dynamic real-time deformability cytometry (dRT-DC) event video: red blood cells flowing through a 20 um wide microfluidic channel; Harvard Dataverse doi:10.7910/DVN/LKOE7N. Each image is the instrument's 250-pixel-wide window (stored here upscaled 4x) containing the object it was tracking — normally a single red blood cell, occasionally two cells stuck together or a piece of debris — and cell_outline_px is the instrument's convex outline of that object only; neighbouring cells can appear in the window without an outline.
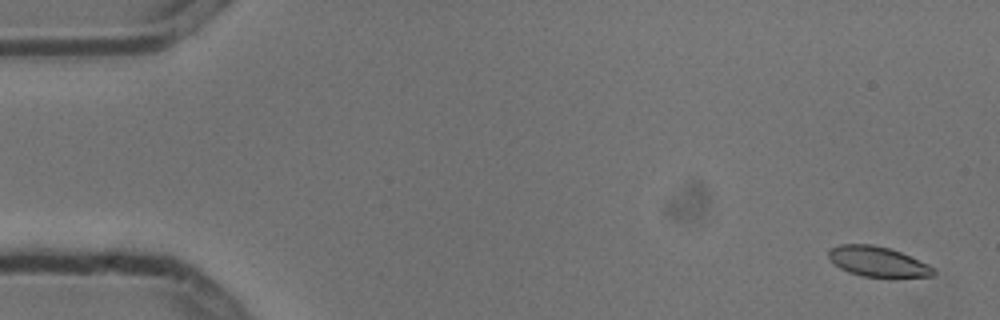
{"species": "common noctule bat (a hibernating species)", "species_latin": "Nyctalus noctula", "temperature_condition": "cold", "stored_images_in_passage": 5, "camera_frame_rate_fps": 3000, "um_per_image_px": 0.085, "animal": {"sex": "male", "body_mass_g": 13.3}, "frame": {"image": 1, "passage_image": 1, "time_ms": 0.0, "image_size_px": [1000, 320], "cell_outline_px": [[936, 272], [932, 276], [892, 280], [860, 276], [848, 272], [840, 268], [828, 256], [828, 248], [840, 244], [872, 244], [888, 248], [900, 252], [928, 264], [936, 268]], "centroid_in_image_um": [74.66, 22.29], "position_along_channel_um": 10.3, "area_um2": 19.19}}
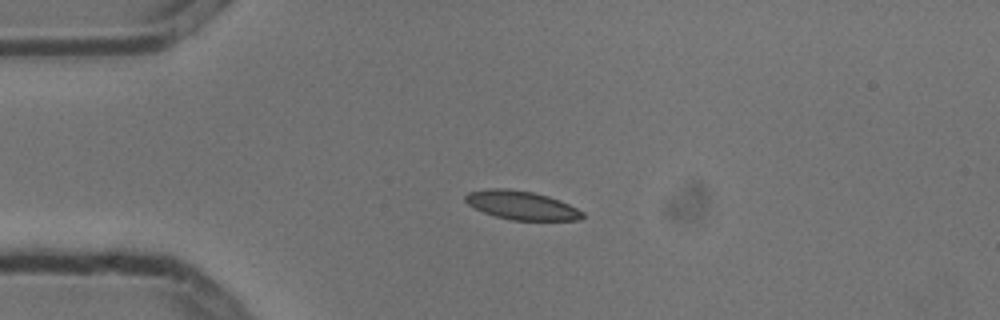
{"frame": {"image": 2, "passage_image": 4, "time_ms": 1.0, "image_size_px": [1000, 320], "cell_outline_px": [[584, 216], [580, 220], [512, 220], [496, 216], [484, 212], [468, 204], [464, 200], [464, 196], [468, 192], [488, 188], [504, 188], [532, 192], [548, 196], [560, 200], [584, 212]], "centroid_in_image_um": [44.33, 17.44], "position_along_channel_um": 40.7, "area_um2": 19.48}}